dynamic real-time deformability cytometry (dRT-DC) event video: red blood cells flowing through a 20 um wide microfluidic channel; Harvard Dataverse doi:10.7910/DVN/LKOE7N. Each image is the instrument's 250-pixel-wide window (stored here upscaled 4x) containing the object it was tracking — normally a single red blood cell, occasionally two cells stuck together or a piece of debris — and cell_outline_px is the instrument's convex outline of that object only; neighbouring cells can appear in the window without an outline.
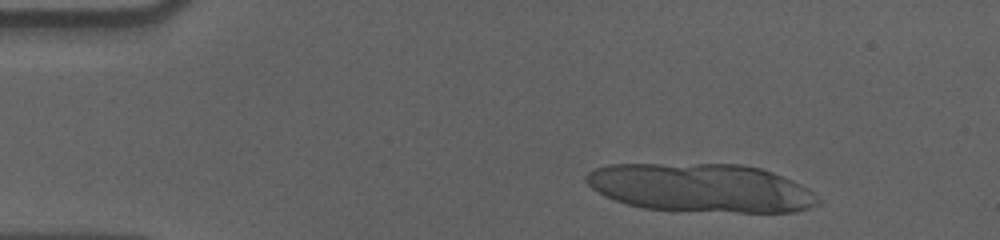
{"species": "human", "species_latin": "Homo sapiens", "temperature_condition": "cold", "stored_images_in_passage": 10, "camera_frame_rate_fps": 3000, "um_per_image_px": 0.085, "donor": {"sex": "male"}, "frame": {"image": 1, "passage_image": 1, "time_ms": 0.0, "image_size_px": [1000, 240], "cell_outline_px": [[820, 204], [796, 212], [736, 212], [644, 208], [628, 204], [604, 196], [592, 188], [584, 180], [584, 176], [588, 172], [596, 168], [608, 164], [740, 164], [760, 168], [772, 172], [792, 180], [808, 188], [820, 200]], "centroid_in_image_um": [59.58, 15.96], "position_along_channel_um": 25.4, "area_um2": 65.43}}